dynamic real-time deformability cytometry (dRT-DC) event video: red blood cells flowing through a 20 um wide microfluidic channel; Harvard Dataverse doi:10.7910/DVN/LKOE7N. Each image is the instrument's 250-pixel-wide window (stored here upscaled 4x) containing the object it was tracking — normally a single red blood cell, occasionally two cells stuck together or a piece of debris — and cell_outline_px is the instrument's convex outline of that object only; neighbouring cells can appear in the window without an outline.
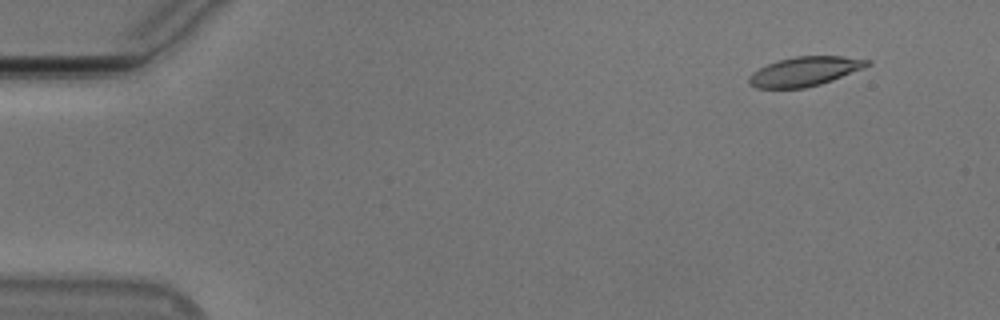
{"species": "Egyptian fruit bat (a non-hibernating species)", "species_latin": "Rousettus aegyptiacus", "temperature_condition": "cold", "stored_images_in_passage": 55, "camera_frame_rate_fps": 3000, "um_per_image_px": 0.085, "animal": {"sex": "male"}, "frame": {"image": 1, "passage_image": 5, "time_ms": 1.333, "image_size_px": [1000, 320], "cell_outline_px": [[872, 64], [864, 68], [832, 80], [820, 84], [804, 88], [756, 88], [748, 84], [748, 76], [752, 72], [768, 64], [780, 60], [796, 56], [840, 56], [872, 60]], "centroid_in_image_um": [68.41, 6.07], "position_along_channel_um": 16.6, "area_um2": 20.17}}
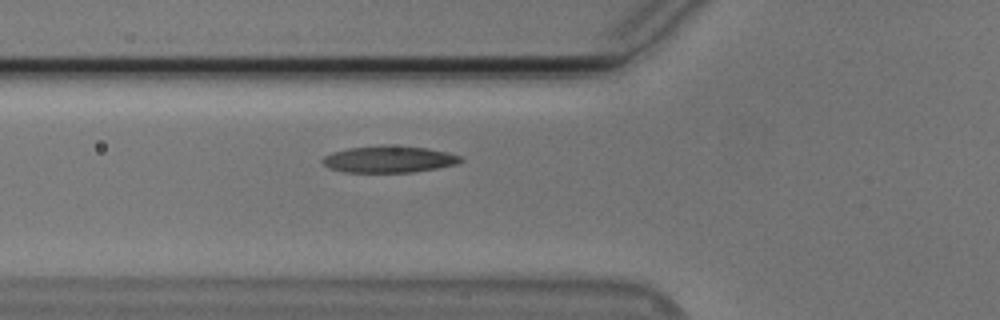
{"frame": {"image": 2, "passage_image": 20, "time_ms": 6.333, "image_size_px": [1000, 320], "cell_outline_px": [[464, 160], [456, 164], [436, 168], [412, 172], [344, 172], [332, 168], [324, 164], [320, 160], [324, 156], [332, 152], [348, 148], [384, 144], [388, 144], [428, 148], [448, 152], [460, 156]], "centroid_in_image_um": [33.06, 13.52], "position_along_channel_um": 92.7, "area_um2": 21.62}}
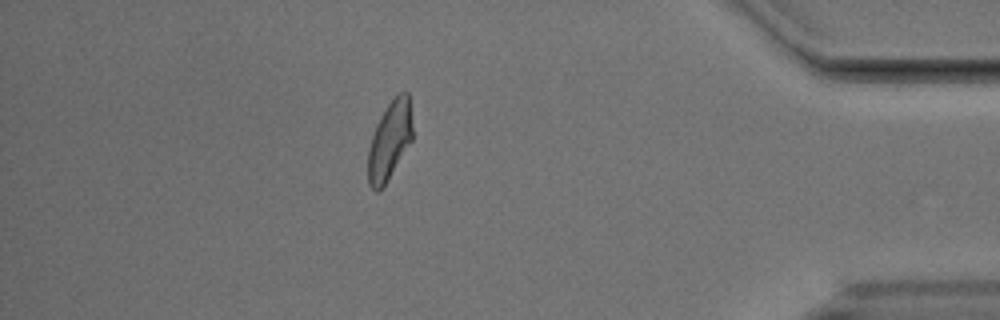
{"frame": {"image": 3, "passage_image": 48, "time_ms": 15.667, "image_size_px": [1000, 320], "cell_outline_px": [[412, 140], [384, 184], [376, 192], [368, 184], [368, 148], [376, 124], [380, 116], [388, 104], [400, 92], [408, 92], [412, 128]], "centroid_in_image_um": [33.1, 11.93], "position_along_channel_um": 402.1, "area_um2": 19.83}, "authors_computed_cell_mechanics": {"area_um2": 21.0392, "velocity_mm_per_s": 3.7467, "shape_relaxation_time_tau1_ms": 4.75, "shape_relaxation_time_tau2_ms": 1.9587, "deformation_change_tau1": 0.1618, "deformation_change_tau2": 0.0905}}